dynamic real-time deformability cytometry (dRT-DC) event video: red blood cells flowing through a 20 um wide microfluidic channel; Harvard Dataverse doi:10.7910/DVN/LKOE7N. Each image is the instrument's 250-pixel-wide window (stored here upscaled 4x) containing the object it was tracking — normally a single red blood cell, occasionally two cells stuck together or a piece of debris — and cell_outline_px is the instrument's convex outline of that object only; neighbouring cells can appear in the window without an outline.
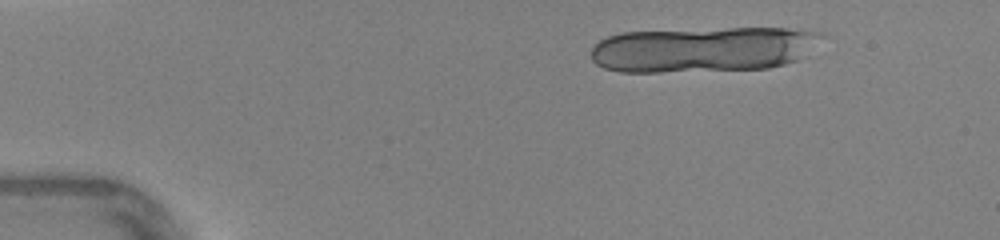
{"species": "human", "species_latin": "Homo sapiens", "temperature_condition": "warm", "stored_images_in_passage": 11, "camera_frame_rate_fps": 3000, "um_per_image_px": 0.085, "donor": {"sex": "female"}, "frame": {"image": 1, "passage_image": 1, "time_ms": 0.0, "image_size_px": [1000, 240], "cell_outline_px": [[824, 36], [796, 60], [784, 64], [768, 68], [660, 72], [620, 72], [604, 68], [596, 64], [592, 60], [592, 48], [600, 40], [608, 36], [624, 32], [728, 28], [784, 28], [820, 32]], "centroid_in_image_um": [59.7, 4.19], "position_along_channel_um": 25.3, "area_um2": 60.52}}